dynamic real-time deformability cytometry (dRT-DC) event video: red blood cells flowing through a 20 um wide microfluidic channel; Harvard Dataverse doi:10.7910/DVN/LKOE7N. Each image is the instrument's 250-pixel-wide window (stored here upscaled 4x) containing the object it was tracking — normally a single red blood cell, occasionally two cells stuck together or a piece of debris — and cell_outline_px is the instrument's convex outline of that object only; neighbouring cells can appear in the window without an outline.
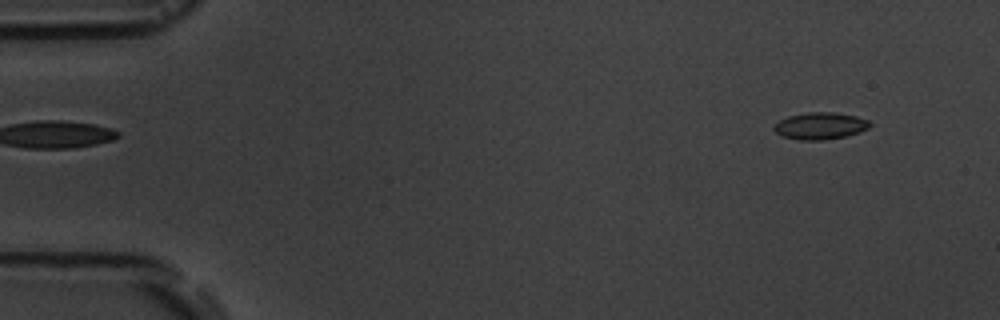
{"species": "common noctule bat (a hibernating species)", "species_latin": "Nyctalus noctula", "temperature_condition": "room temperature", "stored_images_in_passage": 15, "camera_frame_rate_fps": 3000, "um_per_image_px": 0.085, "animal": {"sex": "male", "body_mass_g": 19.5, "forearm_length_mm": 54.6}, "frame": {"image": 1, "passage_image": 2, "time_ms": 1.0, "image_size_px": [1000, 320], "cell_outline_px": [[872, 124], [868, 128], [860, 132], [844, 136], [824, 140], [800, 140], [784, 136], [776, 132], [772, 128], [780, 120], [788, 116], [804, 112], [832, 112], [856, 116], [868, 120]], "centroid_in_image_um": [69.73, 10.69], "position_along_channel_um": 15.3, "area_um2": 14.97}}
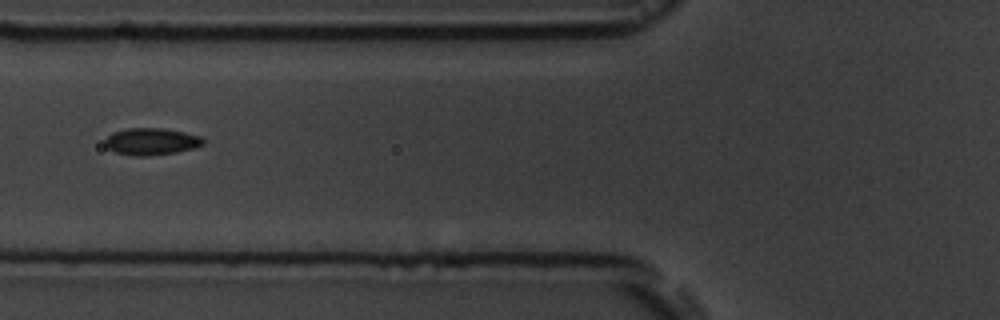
{"frame": {"image": 2, "passage_image": 6, "time_ms": 6.667, "image_size_px": [1000, 320], "cell_outline_px": [[204, 144], [192, 148], [176, 152], [144, 156], [136, 156], [116, 152], [108, 148], [104, 144], [104, 140], [112, 132], [128, 128], [164, 128], [184, 132], [200, 136], [204, 140]], "centroid_in_image_um": [12.84, 12.01], "position_along_channel_um": 113.0, "area_um2": 15.32}}
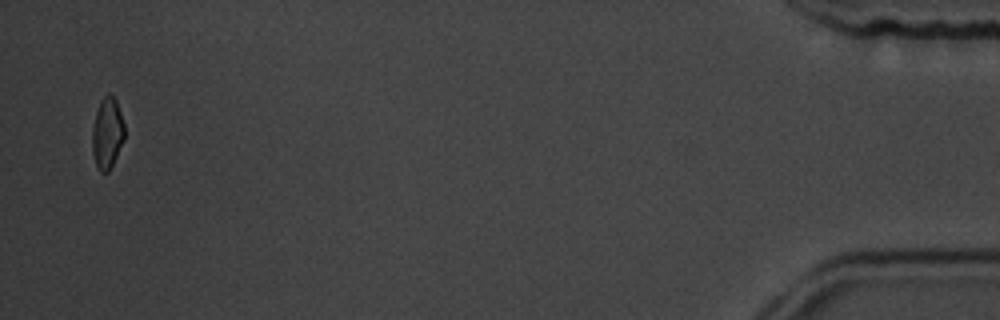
{"frame": {"image": 3, "passage_image": 15, "time_ms": 17.667, "image_size_px": [1000, 320], "cell_outline_px": [[124, 140], [108, 172], [100, 172], [96, 168], [92, 152], [92, 128], [96, 112], [100, 100], [108, 92], [116, 100], [124, 124]], "centroid_in_image_um": [9.1, 11.32], "position_along_channel_um": 426.1, "area_um2": 13.41}, "authors_computed_cell_mechanics": {"area_um2": 14.7968, "velocity_mm_per_s": 3.6548, "shape_relaxation_time_tau1_ms": 6.9715, "shape_relaxation_time_tau2_ms": 1.748, "deformation_change_tau1": 0.101, "deformation_change_tau2": 0.0522}}